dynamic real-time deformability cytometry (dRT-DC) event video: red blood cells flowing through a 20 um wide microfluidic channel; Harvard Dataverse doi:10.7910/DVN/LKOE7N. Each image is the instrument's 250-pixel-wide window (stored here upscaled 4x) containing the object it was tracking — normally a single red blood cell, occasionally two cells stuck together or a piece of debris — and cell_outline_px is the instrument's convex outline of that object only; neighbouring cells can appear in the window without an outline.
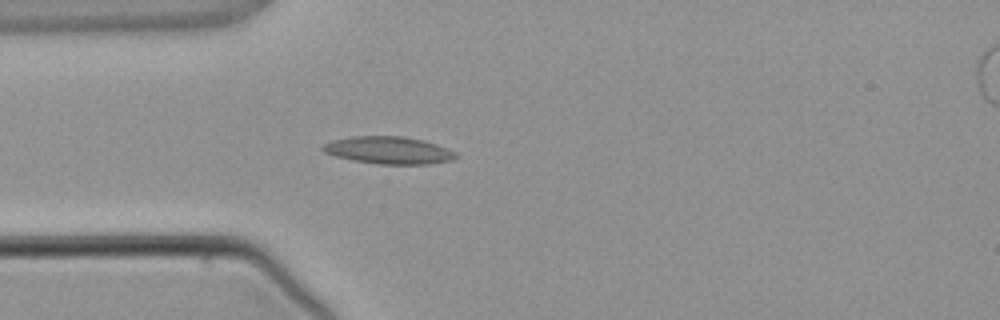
{"species": "common noctule bat (a hibernating species)", "species_latin": "Nyctalus noctula", "temperature_condition": "warm", "stored_images_in_passage": 5, "camera_frame_rate_fps": 3000, "um_per_image_px": 0.085, "animal": {"sex": "male", "body_mass_g": 21.5, "forearm_length_mm": 52.0}, "frame": {"image": 1, "passage_image": 4, "time_ms": 3.667, "image_size_px": [1000, 320], "cell_outline_px": [[460, 156], [452, 160], [432, 164], [376, 164], [352, 160], [336, 156], [324, 152], [320, 148], [324, 144], [332, 140], [352, 136], [404, 136], [424, 140], [448, 148], [456, 152]], "centroid_in_image_um": [33.07, 12.77], "position_along_channel_um": 51.9, "area_um2": 21.44}}